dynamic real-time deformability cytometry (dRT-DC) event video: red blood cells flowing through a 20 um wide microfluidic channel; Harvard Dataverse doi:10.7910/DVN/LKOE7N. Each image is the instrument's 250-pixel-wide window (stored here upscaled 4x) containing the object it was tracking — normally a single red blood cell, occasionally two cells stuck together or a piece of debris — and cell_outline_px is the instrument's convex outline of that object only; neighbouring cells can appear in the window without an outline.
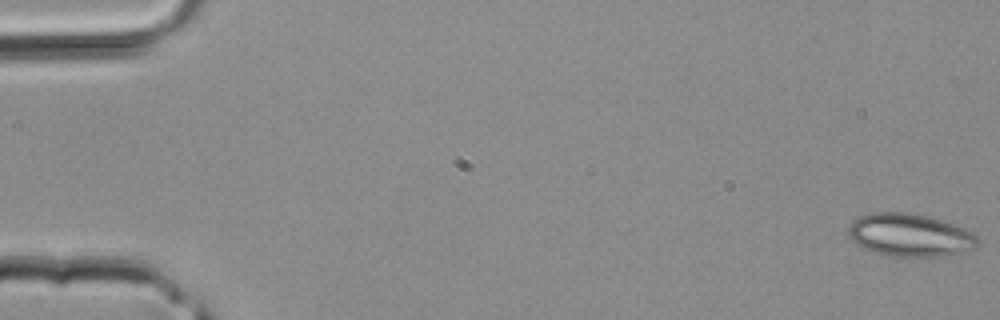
{"species": "common noctule bat (a hibernating species)", "species_latin": "Nyctalus noctula", "temperature_condition": "room temperature", "stored_images_in_passage": 40, "camera_frame_rate_fps": 3000, "um_per_image_px": 0.085, "animal": {"sex": "male", "body_mass_g": 20.4}, "frame": {"image": 1, "passage_image": 1, "time_ms": 0.0, "image_size_px": [1000, 320], "cell_outline_px": [[980, 240], [976, 248], [960, 252], [940, 256], [888, 256], [860, 248], [852, 240], [848, 232], [848, 224], [852, 220], [860, 216], [872, 212], [908, 212], [932, 216], [964, 228], [972, 232]], "centroid_in_image_um": [77.32, 19.97], "position_along_channel_um": 7.7, "area_um2": 32.66}}
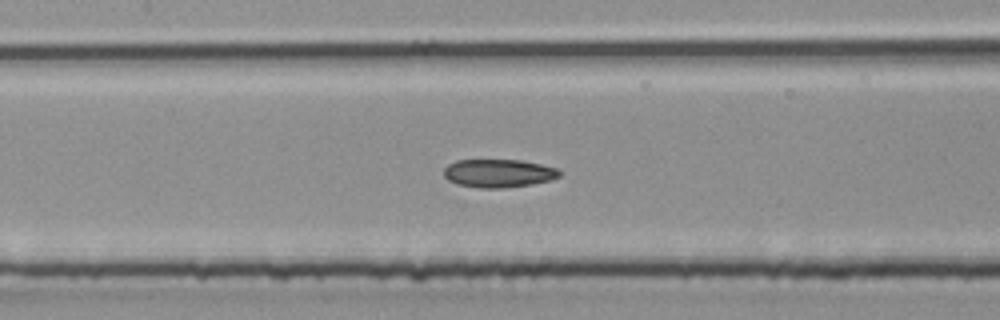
{"frame": {"image": 2, "passage_image": 19, "time_ms": 6.0, "image_size_px": [1000, 320], "cell_outline_px": [[560, 176], [552, 180], [532, 184], [504, 188], [480, 188], [456, 184], [448, 180], [444, 176], [444, 168], [448, 164], [456, 160], [520, 160], [540, 164], [556, 168], [560, 172]], "centroid_in_image_um": [42.36, 14.73], "position_along_channel_um": 165.0, "area_um2": 19.07}}
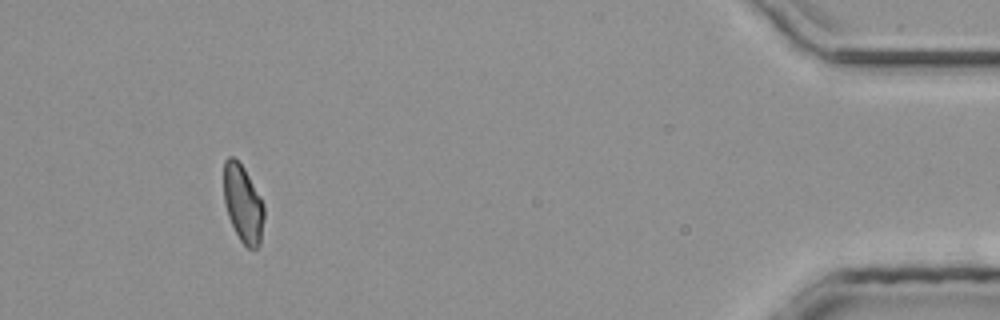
{"frame": {"image": 3, "passage_image": 37, "time_ms": 12.0, "image_size_px": [1000, 320], "cell_outline_px": [[264, 216], [260, 244], [256, 248], [248, 248], [240, 240], [228, 216], [224, 204], [224, 160], [228, 156], [232, 156], [244, 168], [260, 196], [264, 204]], "centroid_in_image_um": [20.65, 17.31], "position_along_channel_um": 414.5, "area_um2": 18.09}}